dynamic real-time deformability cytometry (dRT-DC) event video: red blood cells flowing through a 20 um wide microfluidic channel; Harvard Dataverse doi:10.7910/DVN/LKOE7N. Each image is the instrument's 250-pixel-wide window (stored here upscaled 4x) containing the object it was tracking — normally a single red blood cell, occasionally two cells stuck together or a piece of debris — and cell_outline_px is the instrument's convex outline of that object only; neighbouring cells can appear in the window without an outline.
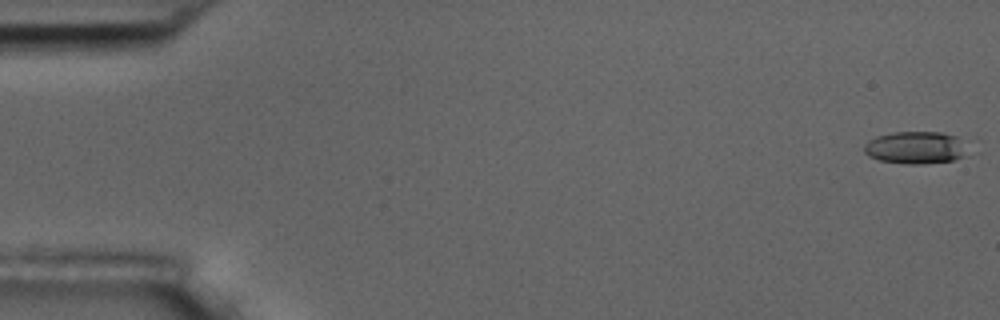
{"species": "common noctule bat (a hibernating species)", "species_latin": "Nyctalus noctula", "temperature_condition": "room temperature", "stored_images_in_passage": 8, "camera_frame_rate_fps": 3000, "um_per_image_px": 0.085, "animal": {"sex": "male", "body_mass_g": 17.5, "forearm_length_mm": 52.3}, "frame": {"image": 1, "passage_image": 1, "time_ms": 0.0, "image_size_px": [1000, 320], "cell_outline_px": [[968, 156], [952, 160], [920, 164], [904, 164], [880, 160], [868, 156], [864, 152], [864, 144], [868, 140], [876, 136], [896, 132], [940, 132], [956, 136]], "centroid_in_image_um": [77.76, 12.55], "position_along_channel_um": 7.2, "area_um2": 19.36}}
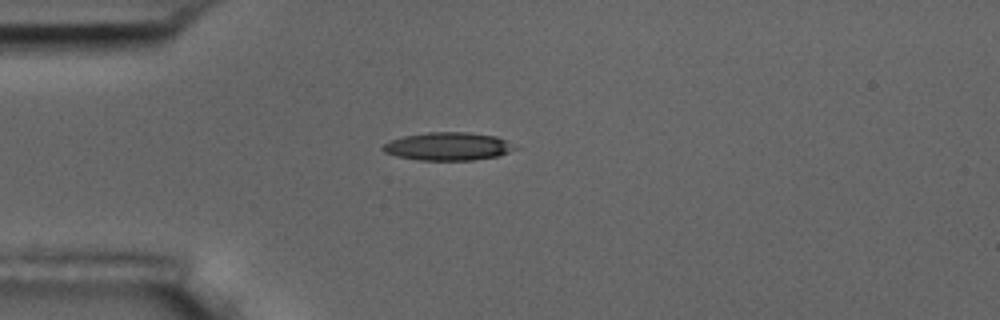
{"frame": {"image": 2, "passage_image": 5, "time_ms": 4.667, "image_size_px": [1000, 320], "cell_outline_px": [[520, 148], [500, 156], [472, 160], [420, 160], [396, 156], [384, 152], [380, 148], [388, 140], [404, 136], [428, 132], [468, 132], [496, 136]], "centroid_in_image_um": [38.08, 12.44], "position_along_channel_um": 46.9, "area_um2": 21.73}}